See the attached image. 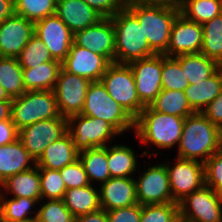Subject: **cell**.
Returning <instances> with one entry per match:
<instances>
[{"instance_id": "obj_31", "label": "cell", "mask_w": 222, "mask_h": 222, "mask_svg": "<svg viewBox=\"0 0 222 222\" xmlns=\"http://www.w3.org/2000/svg\"><path fill=\"white\" fill-rule=\"evenodd\" d=\"M132 148L125 145L107 146L108 169L111 177H130L137 170V159Z\"/></svg>"}, {"instance_id": "obj_3", "label": "cell", "mask_w": 222, "mask_h": 222, "mask_svg": "<svg viewBox=\"0 0 222 222\" xmlns=\"http://www.w3.org/2000/svg\"><path fill=\"white\" fill-rule=\"evenodd\" d=\"M184 120V117L157 112L145 106L135 119L134 130L141 143H151L166 149L179 144Z\"/></svg>"}, {"instance_id": "obj_44", "label": "cell", "mask_w": 222, "mask_h": 222, "mask_svg": "<svg viewBox=\"0 0 222 222\" xmlns=\"http://www.w3.org/2000/svg\"><path fill=\"white\" fill-rule=\"evenodd\" d=\"M142 205L135 204L106 211L108 222H140Z\"/></svg>"}, {"instance_id": "obj_18", "label": "cell", "mask_w": 222, "mask_h": 222, "mask_svg": "<svg viewBox=\"0 0 222 222\" xmlns=\"http://www.w3.org/2000/svg\"><path fill=\"white\" fill-rule=\"evenodd\" d=\"M34 35V23L14 14L0 24V57L17 58Z\"/></svg>"}, {"instance_id": "obj_54", "label": "cell", "mask_w": 222, "mask_h": 222, "mask_svg": "<svg viewBox=\"0 0 222 222\" xmlns=\"http://www.w3.org/2000/svg\"><path fill=\"white\" fill-rule=\"evenodd\" d=\"M0 222H6L4 213H3V211L1 210V208H0Z\"/></svg>"}, {"instance_id": "obj_50", "label": "cell", "mask_w": 222, "mask_h": 222, "mask_svg": "<svg viewBox=\"0 0 222 222\" xmlns=\"http://www.w3.org/2000/svg\"><path fill=\"white\" fill-rule=\"evenodd\" d=\"M15 14L14 0H0V24Z\"/></svg>"}, {"instance_id": "obj_51", "label": "cell", "mask_w": 222, "mask_h": 222, "mask_svg": "<svg viewBox=\"0 0 222 222\" xmlns=\"http://www.w3.org/2000/svg\"><path fill=\"white\" fill-rule=\"evenodd\" d=\"M12 101H0V122L11 119Z\"/></svg>"}, {"instance_id": "obj_33", "label": "cell", "mask_w": 222, "mask_h": 222, "mask_svg": "<svg viewBox=\"0 0 222 222\" xmlns=\"http://www.w3.org/2000/svg\"><path fill=\"white\" fill-rule=\"evenodd\" d=\"M203 44L200 53L222 66V13L202 24Z\"/></svg>"}, {"instance_id": "obj_10", "label": "cell", "mask_w": 222, "mask_h": 222, "mask_svg": "<svg viewBox=\"0 0 222 222\" xmlns=\"http://www.w3.org/2000/svg\"><path fill=\"white\" fill-rule=\"evenodd\" d=\"M67 127V118L64 116L41 120L20 129L18 139L37 161L49 144L67 133Z\"/></svg>"}, {"instance_id": "obj_27", "label": "cell", "mask_w": 222, "mask_h": 222, "mask_svg": "<svg viewBox=\"0 0 222 222\" xmlns=\"http://www.w3.org/2000/svg\"><path fill=\"white\" fill-rule=\"evenodd\" d=\"M63 201L74 217L101 209L99 192L92 184L67 189Z\"/></svg>"}, {"instance_id": "obj_1", "label": "cell", "mask_w": 222, "mask_h": 222, "mask_svg": "<svg viewBox=\"0 0 222 222\" xmlns=\"http://www.w3.org/2000/svg\"><path fill=\"white\" fill-rule=\"evenodd\" d=\"M221 147L222 130L202 113L196 112L185 118L178 144V158L204 163Z\"/></svg>"}, {"instance_id": "obj_21", "label": "cell", "mask_w": 222, "mask_h": 222, "mask_svg": "<svg viewBox=\"0 0 222 222\" xmlns=\"http://www.w3.org/2000/svg\"><path fill=\"white\" fill-rule=\"evenodd\" d=\"M55 14L73 34L104 18L83 0H57Z\"/></svg>"}, {"instance_id": "obj_53", "label": "cell", "mask_w": 222, "mask_h": 222, "mask_svg": "<svg viewBox=\"0 0 222 222\" xmlns=\"http://www.w3.org/2000/svg\"><path fill=\"white\" fill-rule=\"evenodd\" d=\"M20 222H40L38 217H33V218H30V219H27V220H22Z\"/></svg>"}, {"instance_id": "obj_7", "label": "cell", "mask_w": 222, "mask_h": 222, "mask_svg": "<svg viewBox=\"0 0 222 222\" xmlns=\"http://www.w3.org/2000/svg\"><path fill=\"white\" fill-rule=\"evenodd\" d=\"M101 82L107 92L122 108L136 119L145 106L140 102L133 72L128 64L111 63Z\"/></svg>"}, {"instance_id": "obj_2", "label": "cell", "mask_w": 222, "mask_h": 222, "mask_svg": "<svg viewBox=\"0 0 222 222\" xmlns=\"http://www.w3.org/2000/svg\"><path fill=\"white\" fill-rule=\"evenodd\" d=\"M110 18L115 31V63L129 64L155 55L138 18L126 6Z\"/></svg>"}, {"instance_id": "obj_19", "label": "cell", "mask_w": 222, "mask_h": 222, "mask_svg": "<svg viewBox=\"0 0 222 222\" xmlns=\"http://www.w3.org/2000/svg\"><path fill=\"white\" fill-rule=\"evenodd\" d=\"M111 63L102 55L96 54L87 48L80 47L74 42L61 68L69 73L82 76L93 81H101Z\"/></svg>"}, {"instance_id": "obj_37", "label": "cell", "mask_w": 222, "mask_h": 222, "mask_svg": "<svg viewBox=\"0 0 222 222\" xmlns=\"http://www.w3.org/2000/svg\"><path fill=\"white\" fill-rule=\"evenodd\" d=\"M4 197V194L0 193V208L4 213L6 222H20L37 216V212L34 216H28L30 212H33L30 209L38 203L36 199L13 197L12 199L5 200Z\"/></svg>"}, {"instance_id": "obj_32", "label": "cell", "mask_w": 222, "mask_h": 222, "mask_svg": "<svg viewBox=\"0 0 222 222\" xmlns=\"http://www.w3.org/2000/svg\"><path fill=\"white\" fill-rule=\"evenodd\" d=\"M0 85L12 99L26 92L23 84V68L17 58L0 57Z\"/></svg>"}, {"instance_id": "obj_12", "label": "cell", "mask_w": 222, "mask_h": 222, "mask_svg": "<svg viewBox=\"0 0 222 222\" xmlns=\"http://www.w3.org/2000/svg\"><path fill=\"white\" fill-rule=\"evenodd\" d=\"M128 65L134 75L140 102L150 106L162 90L163 54L135 60Z\"/></svg>"}, {"instance_id": "obj_9", "label": "cell", "mask_w": 222, "mask_h": 222, "mask_svg": "<svg viewBox=\"0 0 222 222\" xmlns=\"http://www.w3.org/2000/svg\"><path fill=\"white\" fill-rule=\"evenodd\" d=\"M181 222H222V195L204 185L178 202Z\"/></svg>"}, {"instance_id": "obj_42", "label": "cell", "mask_w": 222, "mask_h": 222, "mask_svg": "<svg viewBox=\"0 0 222 222\" xmlns=\"http://www.w3.org/2000/svg\"><path fill=\"white\" fill-rule=\"evenodd\" d=\"M205 185L222 195V147L204 162Z\"/></svg>"}, {"instance_id": "obj_25", "label": "cell", "mask_w": 222, "mask_h": 222, "mask_svg": "<svg viewBox=\"0 0 222 222\" xmlns=\"http://www.w3.org/2000/svg\"><path fill=\"white\" fill-rule=\"evenodd\" d=\"M2 187L4 191L12 193L14 198L26 197L36 199L38 202L42 200L39 167L37 165L9 177L0 185V190Z\"/></svg>"}, {"instance_id": "obj_40", "label": "cell", "mask_w": 222, "mask_h": 222, "mask_svg": "<svg viewBox=\"0 0 222 222\" xmlns=\"http://www.w3.org/2000/svg\"><path fill=\"white\" fill-rule=\"evenodd\" d=\"M140 222H180L177 202L142 205Z\"/></svg>"}, {"instance_id": "obj_38", "label": "cell", "mask_w": 222, "mask_h": 222, "mask_svg": "<svg viewBox=\"0 0 222 222\" xmlns=\"http://www.w3.org/2000/svg\"><path fill=\"white\" fill-rule=\"evenodd\" d=\"M188 85L181 64L174 57L163 55L162 89L184 91Z\"/></svg>"}, {"instance_id": "obj_16", "label": "cell", "mask_w": 222, "mask_h": 222, "mask_svg": "<svg viewBox=\"0 0 222 222\" xmlns=\"http://www.w3.org/2000/svg\"><path fill=\"white\" fill-rule=\"evenodd\" d=\"M73 42L115 63V31L111 18H103L93 26L76 31Z\"/></svg>"}, {"instance_id": "obj_23", "label": "cell", "mask_w": 222, "mask_h": 222, "mask_svg": "<svg viewBox=\"0 0 222 222\" xmlns=\"http://www.w3.org/2000/svg\"><path fill=\"white\" fill-rule=\"evenodd\" d=\"M79 151L75 148L70 134L67 132L61 138L49 144L41 157L36 161L39 168L61 170L78 159Z\"/></svg>"}, {"instance_id": "obj_46", "label": "cell", "mask_w": 222, "mask_h": 222, "mask_svg": "<svg viewBox=\"0 0 222 222\" xmlns=\"http://www.w3.org/2000/svg\"><path fill=\"white\" fill-rule=\"evenodd\" d=\"M201 113L222 130V91Z\"/></svg>"}, {"instance_id": "obj_49", "label": "cell", "mask_w": 222, "mask_h": 222, "mask_svg": "<svg viewBox=\"0 0 222 222\" xmlns=\"http://www.w3.org/2000/svg\"><path fill=\"white\" fill-rule=\"evenodd\" d=\"M75 222H108L106 210L83 214L75 217Z\"/></svg>"}, {"instance_id": "obj_41", "label": "cell", "mask_w": 222, "mask_h": 222, "mask_svg": "<svg viewBox=\"0 0 222 222\" xmlns=\"http://www.w3.org/2000/svg\"><path fill=\"white\" fill-rule=\"evenodd\" d=\"M40 222H75V217L65 206L63 199L48 200L37 211Z\"/></svg>"}, {"instance_id": "obj_20", "label": "cell", "mask_w": 222, "mask_h": 222, "mask_svg": "<svg viewBox=\"0 0 222 222\" xmlns=\"http://www.w3.org/2000/svg\"><path fill=\"white\" fill-rule=\"evenodd\" d=\"M101 209L110 211L137 203L135 179L111 177L99 188Z\"/></svg>"}, {"instance_id": "obj_52", "label": "cell", "mask_w": 222, "mask_h": 222, "mask_svg": "<svg viewBox=\"0 0 222 222\" xmlns=\"http://www.w3.org/2000/svg\"><path fill=\"white\" fill-rule=\"evenodd\" d=\"M0 101H12V98H10L3 87L0 85Z\"/></svg>"}, {"instance_id": "obj_43", "label": "cell", "mask_w": 222, "mask_h": 222, "mask_svg": "<svg viewBox=\"0 0 222 222\" xmlns=\"http://www.w3.org/2000/svg\"><path fill=\"white\" fill-rule=\"evenodd\" d=\"M60 174L66 185V189L79 188L90 184L79 158L63 167L60 170Z\"/></svg>"}, {"instance_id": "obj_8", "label": "cell", "mask_w": 222, "mask_h": 222, "mask_svg": "<svg viewBox=\"0 0 222 222\" xmlns=\"http://www.w3.org/2000/svg\"><path fill=\"white\" fill-rule=\"evenodd\" d=\"M67 126V132L79 152L95 147H106L111 138L120 134L108 122L81 114L68 117Z\"/></svg>"}, {"instance_id": "obj_6", "label": "cell", "mask_w": 222, "mask_h": 222, "mask_svg": "<svg viewBox=\"0 0 222 222\" xmlns=\"http://www.w3.org/2000/svg\"><path fill=\"white\" fill-rule=\"evenodd\" d=\"M60 116L53 90L26 91L12 99L11 119L18 131L38 121Z\"/></svg>"}, {"instance_id": "obj_29", "label": "cell", "mask_w": 222, "mask_h": 222, "mask_svg": "<svg viewBox=\"0 0 222 222\" xmlns=\"http://www.w3.org/2000/svg\"><path fill=\"white\" fill-rule=\"evenodd\" d=\"M78 158L84 167L90 184L93 180L103 184L111 178L108 169L107 146L82 150L79 152Z\"/></svg>"}, {"instance_id": "obj_11", "label": "cell", "mask_w": 222, "mask_h": 222, "mask_svg": "<svg viewBox=\"0 0 222 222\" xmlns=\"http://www.w3.org/2000/svg\"><path fill=\"white\" fill-rule=\"evenodd\" d=\"M90 83L85 77L66 72L62 68L59 70L53 92L61 116L68 118L81 114Z\"/></svg>"}, {"instance_id": "obj_17", "label": "cell", "mask_w": 222, "mask_h": 222, "mask_svg": "<svg viewBox=\"0 0 222 222\" xmlns=\"http://www.w3.org/2000/svg\"><path fill=\"white\" fill-rule=\"evenodd\" d=\"M203 44L201 24L187 20L179 14L171 29L170 41L164 54L168 57L200 53Z\"/></svg>"}, {"instance_id": "obj_26", "label": "cell", "mask_w": 222, "mask_h": 222, "mask_svg": "<svg viewBox=\"0 0 222 222\" xmlns=\"http://www.w3.org/2000/svg\"><path fill=\"white\" fill-rule=\"evenodd\" d=\"M61 62L48 61L35 68L23 69V84L26 91H50L54 89Z\"/></svg>"}, {"instance_id": "obj_45", "label": "cell", "mask_w": 222, "mask_h": 222, "mask_svg": "<svg viewBox=\"0 0 222 222\" xmlns=\"http://www.w3.org/2000/svg\"><path fill=\"white\" fill-rule=\"evenodd\" d=\"M104 18H110L126 6L127 0H83Z\"/></svg>"}, {"instance_id": "obj_35", "label": "cell", "mask_w": 222, "mask_h": 222, "mask_svg": "<svg viewBox=\"0 0 222 222\" xmlns=\"http://www.w3.org/2000/svg\"><path fill=\"white\" fill-rule=\"evenodd\" d=\"M15 14L36 23L56 13L57 0H14Z\"/></svg>"}, {"instance_id": "obj_47", "label": "cell", "mask_w": 222, "mask_h": 222, "mask_svg": "<svg viewBox=\"0 0 222 222\" xmlns=\"http://www.w3.org/2000/svg\"><path fill=\"white\" fill-rule=\"evenodd\" d=\"M18 139V130L12 119L0 122V146L13 143Z\"/></svg>"}, {"instance_id": "obj_13", "label": "cell", "mask_w": 222, "mask_h": 222, "mask_svg": "<svg viewBox=\"0 0 222 222\" xmlns=\"http://www.w3.org/2000/svg\"><path fill=\"white\" fill-rule=\"evenodd\" d=\"M174 166L165 164L173 199L178 203L186 195L205 185L204 163L178 158Z\"/></svg>"}, {"instance_id": "obj_24", "label": "cell", "mask_w": 222, "mask_h": 222, "mask_svg": "<svg viewBox=\"0 0 222 222\" xmlns=\"http://www.w3.org/2000/svg\"><path fill=\"white\" fill-rule=\"evenodd\" d=\"M222 91V66H220L208 79L196 84H189L184 90L192 109L201 113Z\"/></svg>"}, {"instance_id": "obj_30", "label": "cell", "mask_w": 222, "mask_h": 222, "mask_svg": "<svg viewBox=\"0 0 222 222\" xmlns=\"http://www.w3.org/2000/svg\"><path fill=\"white\" fill-rule=\"evenodd\" d=\"M150 107L157 112L184 118L196 113L190 106L184 91L162 89Z\"/></svg>"}, {"instance_id": "obj_39", "label": "cell", "mask_w": 222, "mask_h": 222, "mask_svg": "<svg viewBox=\"0 0 222 222\" xmlns=\"http://www.w3.org/2000/svg\"><path fill=\"white\" fill-rule=\"evenodd\" d=\"M39 176L42 200H61L64 198L67 189L60 170L39 168Z\"/></svg>"}, {"instance_id": "obj_48", "label": "cell", "mask_w": 222, "mask_h": 222, "mask_svg": "<svg viewBox=\"0 0 222 222\" xmlns=\"http://www.w3.org/2000/svg\"><path fill=\"white\" fill-rule=\"evenodd\" d=\"M132 4L181 10L184 0H128Z\"/></svg>"}, {"instance_id": "obj_22", "label": "cell", "mask_w": 222, "mask_h": 222, "mask_svg": "<svg viewBox=\"0 0 222 222\" xmlns=\"http://www.w3.org/2000/svg\"><path fill=\"white\" fill-rule=\"evenodd\" d=\"M30 162H32L31 165ZM35 166V159L28 153L19 139L0 146V185L9 177Z\"/></svg>"}, {"instance_id": "obj_34", "label": "cell", "mask_w": 222, "mask_h": 222, "mask_svg": "<svg viewBox=\"0 0 222 222\" xmlns=\"http://www.w3.org/2000/svg\"><path fill=\"white\" fill-rule=\"evenodd\" d=\"M222 13V0H184L180 10L187 20L204 24Z\"/></svg>"}, {"instance_id": "obj_5", "label": "cell", "mask_w": 222, "mask_h": 222, "mask_svg": "<svg viewBox=\"0 0 222 222\" xmlns=\"http://www.w3.org/2000/svg\"><path fill=\"white\" fill-rule=\"evenodd\" d=\"M81 115L102 119L120 134L135 128V119L117 103L101 81L90 83Z\"/></svg>"}, {"instance_id": "obj_36", "label": "cell", "mask_w": 222, "mask_h": 222, "mask_svg": "<svg viewBox=\"0 0 222 222\" xmlns=\"http://www.w3.org/2000/svg\"><path fill=\"white\" fill-rule=\"evenodd\" d=\"M17 59L23 69L35 68L42 63L55 60L42 40L35 34L27 42Z\"/></svg>"}, {"instance_id": "obj_28", "label": "cell", "mask_w": 222, "mask_h": 222, "mask_svg": "<svg viewBox=\"0 0 222 222\" xmlns=\"http://www.w3.org/2000/svg\"><path fill=\"white\" fill-rule=\"evenodd\" d=\"M180 64L189 84L208 79L220 65L202 53L186 54L174 57Z\"/></svg>"}, {"instance_id": "obj_14", "label": "cell", "mask_w": 222, "mask_h": 222, "mask_svg": "<svg viewBox=\"0 0 222 222\" xmlns=\"http://www.w3.org/2000/svg\"><path fill=\"white\" fill-rule=\"evenodd\" d=\"M137 203L140 205L176 202L172 197L165 164L151 166L135 180Z\"/></svg>"}, {"instance_id": "obj_4", "label": "cell", "mask_w": 222, "mask_h": 222, "mask_svg": "<svg viewBox=\"0 0 222 222\" xmlns=\"http://www.w3.org/2000/svg\"><path fill=\"white\" fill-rule=\"evenodd\" d=\"M126 7L138 18L150 49L165 54L170 41L172 25L180 11L173 8L142 6L126 1Z\"/></svg>"}, {"instance_id": "obj_15", "label": "cell", "mask_w": 222, "mask_h": 222, "mask_svg": "<svg viewBox=\"0 0 222 222\" xmlns=\"http://www.w3.org/2000/svg\"><path fill=\"white\" fill-rule=\"evenodd\" d=\"M34 34L42 40L53 59L61 63L66 59L74 34L56 14L34 23Z\"/></svg>"}]
</instances>
